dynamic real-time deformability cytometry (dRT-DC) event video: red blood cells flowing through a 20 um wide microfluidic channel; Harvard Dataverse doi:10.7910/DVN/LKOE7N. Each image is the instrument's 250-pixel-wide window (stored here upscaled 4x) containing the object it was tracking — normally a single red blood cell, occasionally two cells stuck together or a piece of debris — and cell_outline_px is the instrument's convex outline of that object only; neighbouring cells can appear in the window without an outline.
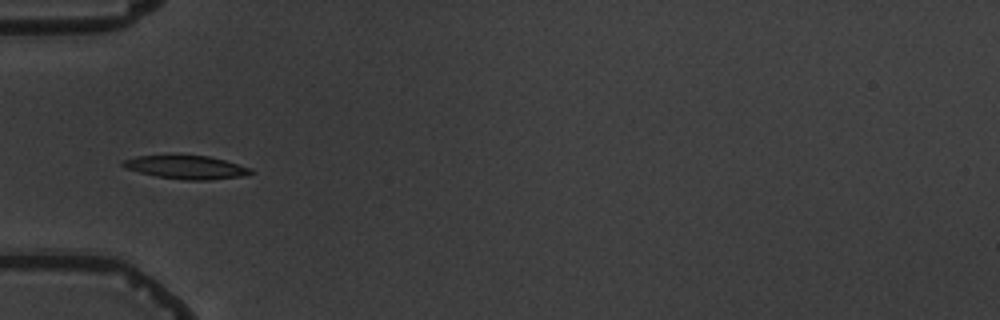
{"species": "common noctule bat (a hibernating species)", "species_latin": "Nyctalus noctula", "temperature_condition": "warm", "stored_images_in_passage": 9, "camera_frame_rate_fps": 3000, "um_per_image_px": 0.085, "animal": {"sex": "male", "body_mass_g": 19.5, "forearm_length_mm": 54.6}, "frame": {"image": 1, "passage_image": 4, "time_ms": 3.667, "image_size_px": [1000, 320], "cell_outline_px": [[252, 172], [244, 176], [212, 180], [184, 180], [156, 176], [124, 168], [120, 164], [124, 160], [136, 156], [208, 156], [224, 160], [252, 168]], "centroid_in_image_um": [15.84, 14.23], "position_along_channel_um": 69.2, "area_um2": 17.22}}
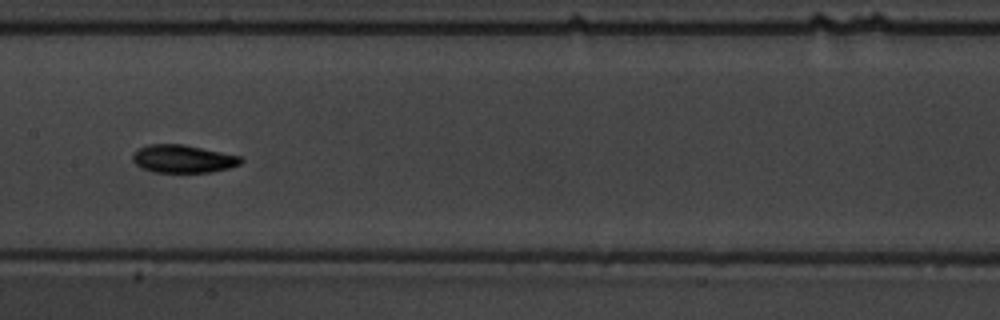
{"frame": {"image": 2, "passage_image": 7, "time_ms": 7.0, "image_size_px": [1000, 320], "cell_outline_px": [[244, 160], [240, 164], [228, 168], [212, 172], [152, 172], [140, 168], [132, 160], [132, 156], [140, 148], [148, 144], [184, 144], [240, 156]], "centroid_in_image_um": [15.55, 13.5], "position_along_channel_um": 191.9, "area_um2": 17.57}}
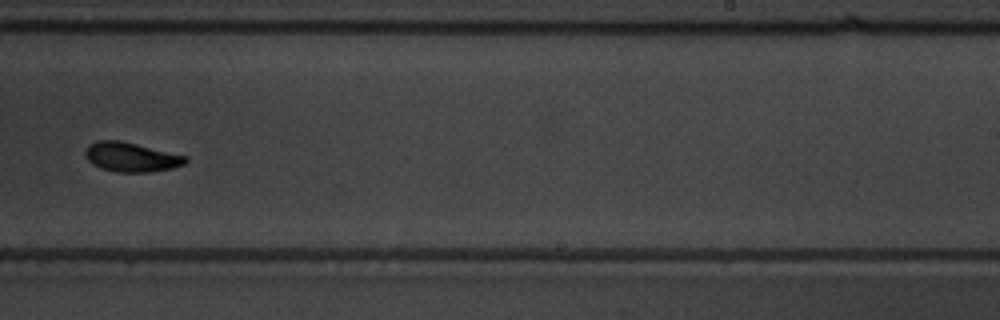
{"frame": {"image": 3, "passage_image": 9, "time_ms": 9.333, "image_size_px": [1000, 320], "cell_outline_px": [[188, 160], [184, 164], [172, 168], [148, 172], [116, 172], [100, 168], [92, 164], [84, 156], [84, 152], [88, 144], [96, 140], [120, 140], [188, 156]], "centroid_in_image_um": [11.12, 13.34], "position_along_channel_um": 277.9, "area_um2": 17.34}}